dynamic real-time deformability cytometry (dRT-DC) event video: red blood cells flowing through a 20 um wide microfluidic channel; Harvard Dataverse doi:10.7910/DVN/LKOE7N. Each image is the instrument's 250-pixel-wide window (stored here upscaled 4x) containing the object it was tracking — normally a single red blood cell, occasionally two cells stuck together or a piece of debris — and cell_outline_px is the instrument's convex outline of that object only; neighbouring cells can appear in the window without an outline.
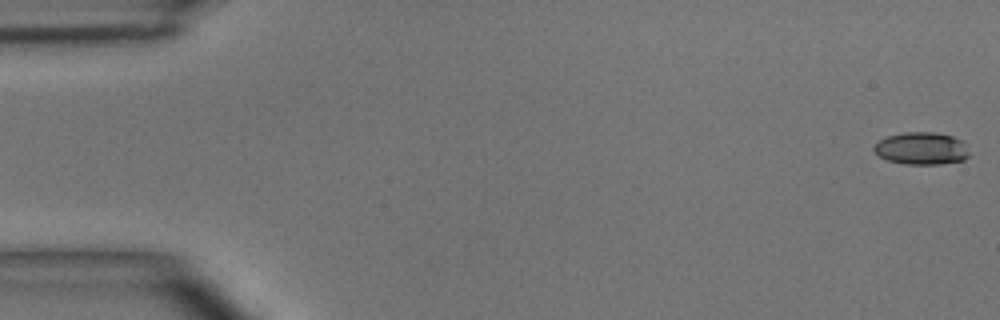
{"species": "common noctule bat (a hibernating species)", "species_latin": "Nyctalus noctula", "temperature_condition": "room temperature", "stored_images_in_passage": 6, "segment_of_instrument_passage": [2, 2], "camera_frame_rate_fps": 3000, "um_per_image_px": 0.085, "animal": {"sex": "male", "body_mass_g": 15.6}, "frame": {"image": 1, "passage_image": 6, "time_ms": 6.0, "image_size_px": [1000, 320], "cell_outline_px": [[968, 156], [964, 160], [936, 164], [908, 164], [888, 160], [880, 156], [872, 148], [880, 140], [888, 136], [904, 132], [936, 132], [952, 136], [960, 140], [968, 152]], "centroid_in_image_um": [78.31, 12.61], "position_along_channel_um": 6.7, "area_um2": 17.63}}